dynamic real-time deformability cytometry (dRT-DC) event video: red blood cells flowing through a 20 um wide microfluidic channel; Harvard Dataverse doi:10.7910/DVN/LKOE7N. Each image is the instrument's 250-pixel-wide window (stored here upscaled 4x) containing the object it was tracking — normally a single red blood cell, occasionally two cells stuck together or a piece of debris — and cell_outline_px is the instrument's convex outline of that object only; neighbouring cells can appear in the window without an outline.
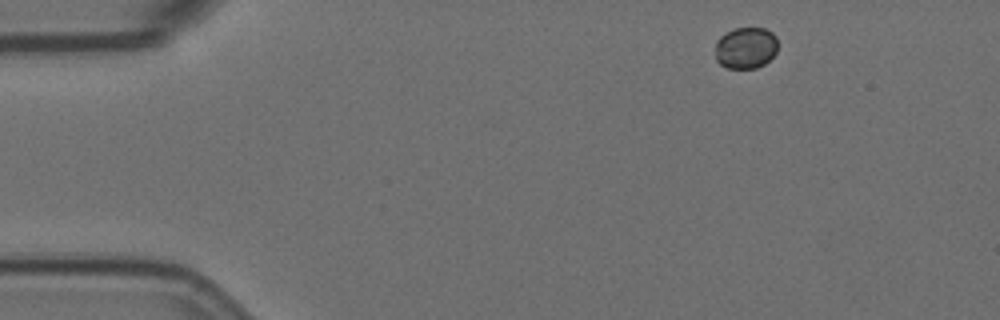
{"species": "Egyptian fruit bat (a non-hibernating species)", "species_latin": "Rousettus aegyptiacus", "temperature_condition": "room temperature", "stored_images_in_passage": 4, "segment_of_instrument_passage": [1, 2], "camera_frame_rate_fps": 3000, "um_per_image_px": 0.085, "animal": {"sex": "female"}, "frame": {"image": 1, "passage_image": 1, "time_ms": 0.0, "image_size_px": [1000, 320], "cell_outline_px": [[776, 52], [764, 64], [756, 68], [728, 68], [720, 64], [716, 60], [716, 40], [720, 36], [732, 28], [764, 28], [772, 32], [776, 36]], "centroid_in_image_um": [63.37, 4.06], "position_along_channel_um": 21.6, "area_um2": 15.14}}